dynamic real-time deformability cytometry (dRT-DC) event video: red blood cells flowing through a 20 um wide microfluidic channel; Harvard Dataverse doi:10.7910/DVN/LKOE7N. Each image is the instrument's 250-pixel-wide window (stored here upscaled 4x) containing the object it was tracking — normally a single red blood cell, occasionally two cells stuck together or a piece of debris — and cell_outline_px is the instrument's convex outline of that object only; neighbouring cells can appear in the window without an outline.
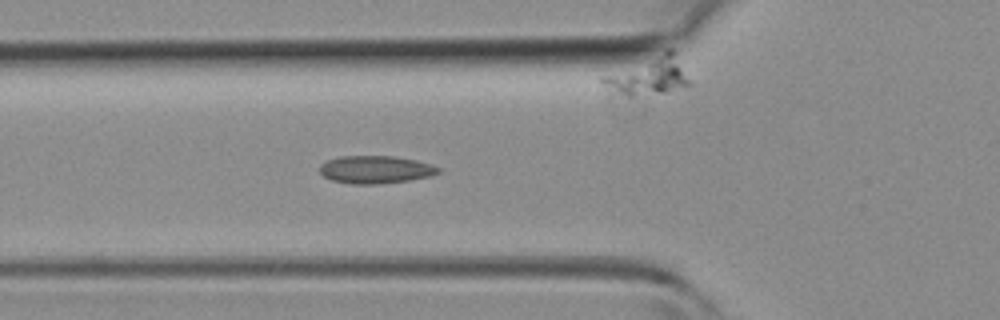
{"species": "common noctule bat (a hibernating species)", "species_latin": "Nyctalus noctula", "temperature_condition": "room temperature", "stored_images_in_passage": 45, "segment_of_instrument_passage": [1, 2], "camera_frame_rate_fps": 3000, "um_per_image_px": 0.085, "animal": {"sex": "female", "body_mass_g": 19.3, "forearm_length_mm": 54.1}, "frame": {"image": 1, "passage_image": 15, "time_ms": 4.667, "image_size_px": [1000, 320], "cell_outline_px": [[440, 172], [432, 176], [408, 180], [376, 184], [352, 184], [332, 180], [324, 176], [320, 172], [320, 164], [328, 160], [340, 156], [392, 156], [416, 160], [440, 168]], "centroid_in_image_um": [31.91, 14.41], "position_along_channel_um": 93.9, "area_um2": 19.02}}
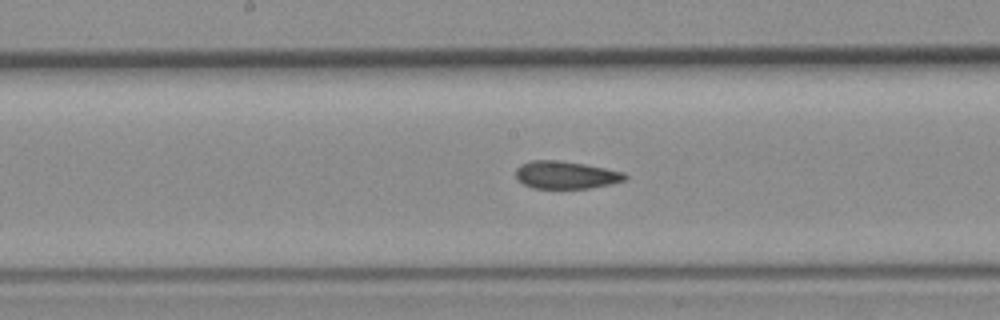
{"frame": {"image": 2, "passage_image": 22, "time_ms": 7.0, "image_size_px": [1000, 320], "cell_outline_px": [[628, 180], [588, 188], [532, 188], [516, 180], [516, 168], [520, 164], [532, 160], [560, 160], [584, 164], [624, 172], [628, 176]], "centroid_in_image_um": [48.07, 14.86], "position_along_channel_um": 200.1, "area_um2": 17.63}}
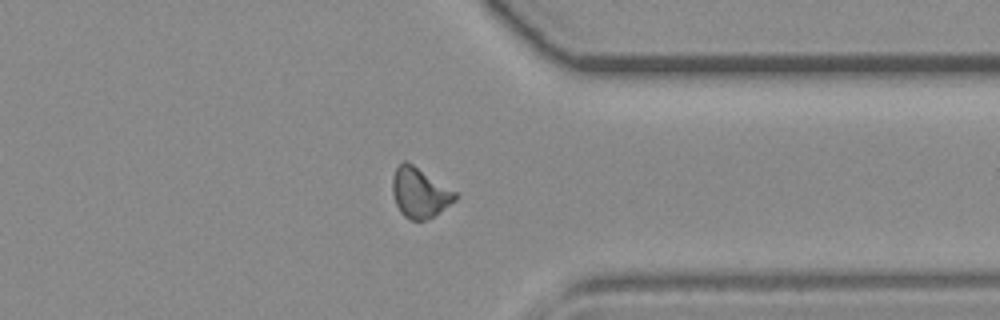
{"frame": {"image": 3, "passage_image": 34, "time_ms": 11.0, "image_size_px": [1000, 320], "cell_outline_px": [[460, 196], [456, 200], [432, 216], [424, 220], [408, 220], [400, 212], [396, 204], [392, 192], [392, 176], [396, 168], [404, 160], [408, 160], [456, 192]], "centroid_in_image_um": [35.65, 16.36], "position_along_channel_um": 375.7, "area_um2": 18.32}}